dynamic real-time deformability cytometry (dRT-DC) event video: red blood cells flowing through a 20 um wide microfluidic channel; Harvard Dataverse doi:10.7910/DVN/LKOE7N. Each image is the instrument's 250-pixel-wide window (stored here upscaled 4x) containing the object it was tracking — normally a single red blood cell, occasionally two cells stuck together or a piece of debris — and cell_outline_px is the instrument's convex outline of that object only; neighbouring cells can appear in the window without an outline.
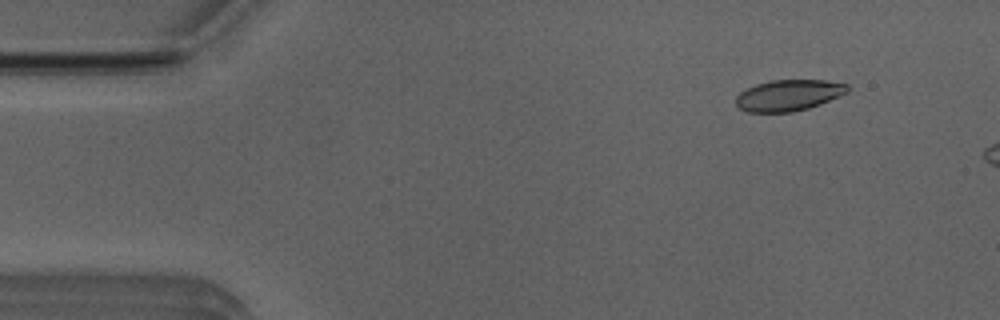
{"species": "Egyptian fruit bat (a non-hibernating species)", "species_latin": "Rousettus aegyptiacus", "temperature_condition": "room temperature", "stored_images_in_passage": 47, "camera_frame_rate_fps": 3000, "um_per_image_px": 0.085, "animal": {"sex": "male"}, "frame": {"image": 1, "passage_image": 5, "time_ms": 1.333, "image_size_px": [1000, 320], "cell_outline_px": [[848, 92], [820, 104], [808, 108], [792, 112], [748, 112], [740, 108], [736, 104], [736, 96], [740, 92], [756, 84], [772, 80], [824, 80], [848, 84]], "centroid_in_image_um": [67.03, 8.09], "position_along_channel_um": 18.0, "area_um2": 20.11}}
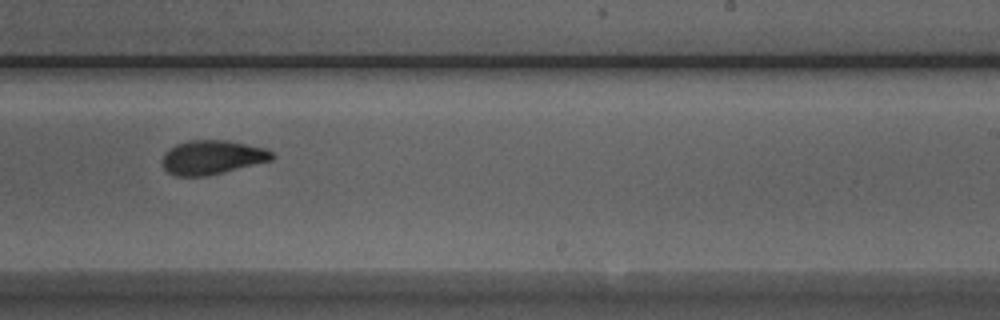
{"frame": {"image": 2, "passage_image": 31, "time_ms": 10.0, "image_size_px": [1000, 320], "cell_outline_px": [[276, 156], [272, 160], [224, 172], [204, 176], [176, 176], [168, 172], [164, 168], [164, 152], [168, 148], [176, 144], [188, 140], [228, 140], [264, 148], [272, 152]], "centroid_in_image_um": [18.04, 13.36], "position_along_channel_um": 271.0, "area_um2": 21.73}}
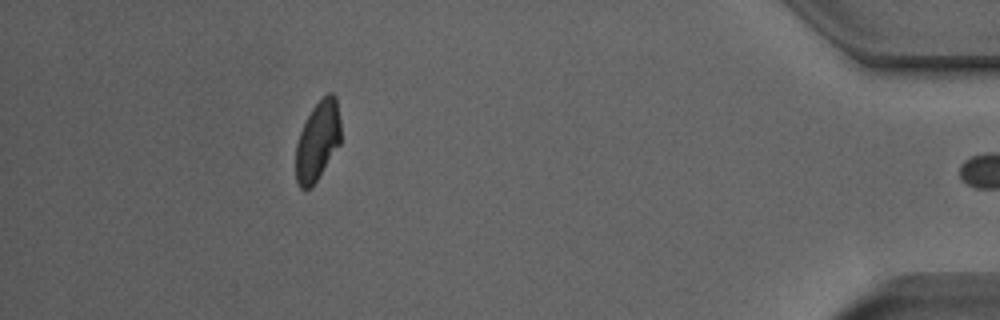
{"frame": {"image": 3, "passage_image": 46, "time_ms": 15.0, "image_size_px": [1000, 320], "cell_outline_px": [[340, 144], [316, 180], [308, 188], [300, 188], [296, 180], [296, 144], [300, 132], [312, 108], [328, 92], [332, 92], [336, 96], [340, 120]], "centroid_in_image_um": [27.01, 11.94], "position_along_channel_um": 408.2, "area_um2": 20.46}, "authors_computed_cell_mechanics": {"area_um2": 21.4438, "velocity_mm_per_s": 3.9592, "shape_relaxation_time_tau1_ms": 4.1613, "shape_relaxation_time_tau2_ms": 2.8205, "deformation_change_tau1": 0.1469, "deformation_change_tau2": 0.0808}}